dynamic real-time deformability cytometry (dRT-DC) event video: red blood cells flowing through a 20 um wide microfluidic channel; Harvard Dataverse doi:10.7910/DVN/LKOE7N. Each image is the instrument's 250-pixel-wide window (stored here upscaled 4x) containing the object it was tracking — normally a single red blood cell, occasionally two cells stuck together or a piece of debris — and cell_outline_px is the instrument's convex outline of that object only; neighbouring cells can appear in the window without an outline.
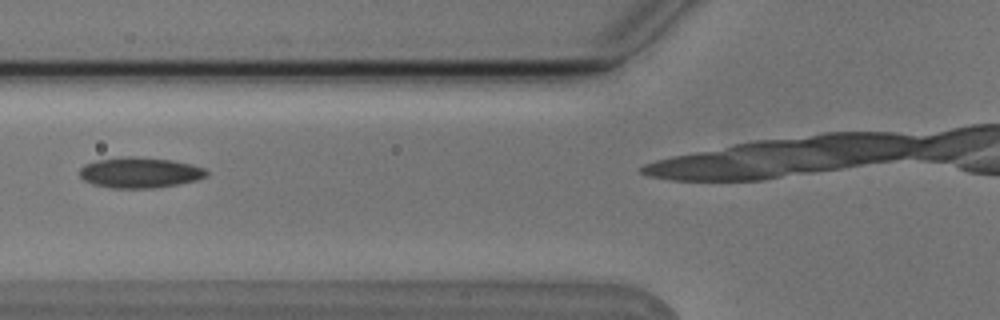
{"species": "Egyptian fruit bat (a non-hibernating species)", "species_latin": "Rousettus aegyptiacus", "temperature_condition": "cold", "stored_images_in_passage": 4, "camera_frame_rate_fps": 3000, "um_per_image_px": 0.085, "animal": {"sex": "male"}, "frame": {"image": 1, "passage_image": 4, "time_ms": 1.0, "image_size_px": [1000, 320], "cell_outline_px": [[208, 176], [196, 180], [180, 184], [156, 188], [112, 188], [92, 184], [84, 180], [80, 176], [80, 168], [84, 164], [96, 160], [128, 156], [132, 156], [172, 160], [204, 168], [208, 172]], "centroid_in_image_um": [11.88, 14.68], "position_along_channel_um": 113.9, "area_um2": 22.66}}